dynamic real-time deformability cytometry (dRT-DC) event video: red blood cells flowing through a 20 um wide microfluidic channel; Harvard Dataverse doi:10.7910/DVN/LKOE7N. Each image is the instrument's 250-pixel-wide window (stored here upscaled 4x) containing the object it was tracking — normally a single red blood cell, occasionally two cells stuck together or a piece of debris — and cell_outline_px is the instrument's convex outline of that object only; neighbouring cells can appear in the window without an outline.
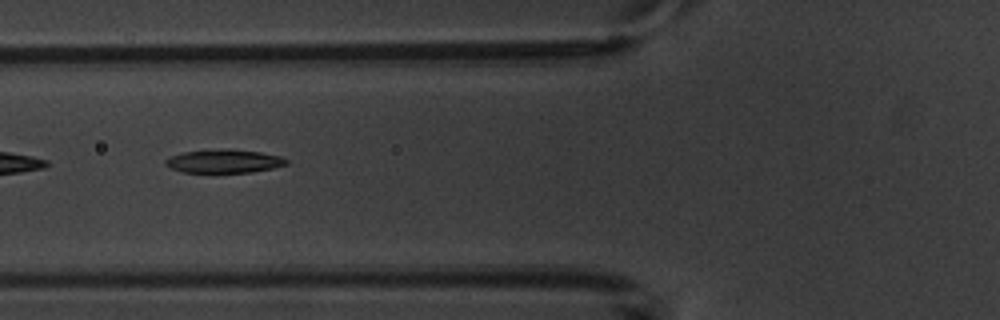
{"species": "common noctule bat (a hibernating species)", "species_latin": "Nyctalus noctula", "temperature_condition": "warm", "stored_images_in_passage": 7, "camera_frame_rate_fps": 3000, "um_per_image_px": 0.085, "animal": {"sex": "male", "body_mass_g": 20.1, "forearm_length_mm": 53.5}, "frame": {"image": 1, "passage_image": 6, "time_ms": 5.667, "image_size_px": [1000, 320], "cell_outline_px": [[288, 164], [272, 168], [252, 172], [184, 172], [172, 168], [164, 164], [164, 160], [168, 156], [184, 152], [228, 148], [260, 152], [280, 156], [288, 160]], "centroid_in_image_um": [19.03, 13.69], "position_along_channel_um": 106.8, "area_um2": 16.47}}
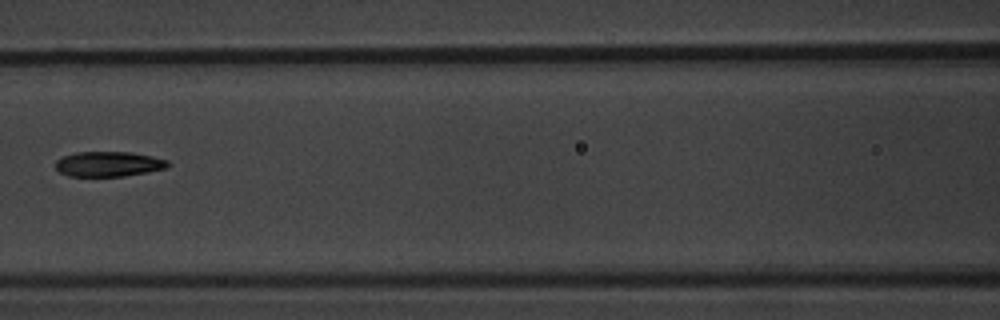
{"frame": {"image": 2, "passage_image": 7, "time_ms": 7.0, "image_size_px": [1000, 320], "cell_outline_px": [[168, 168], [148, 172], [124, 176], [68, 176], [60, 172], [56, 168], [56, 160], [64, 156], [76, 152], [132, 152], [152, 156], [168, 160]], "centroid_in_image_um": [9.24, 13.94], "position_along_channel_um": 157.4, "area_um2": 16.42}}